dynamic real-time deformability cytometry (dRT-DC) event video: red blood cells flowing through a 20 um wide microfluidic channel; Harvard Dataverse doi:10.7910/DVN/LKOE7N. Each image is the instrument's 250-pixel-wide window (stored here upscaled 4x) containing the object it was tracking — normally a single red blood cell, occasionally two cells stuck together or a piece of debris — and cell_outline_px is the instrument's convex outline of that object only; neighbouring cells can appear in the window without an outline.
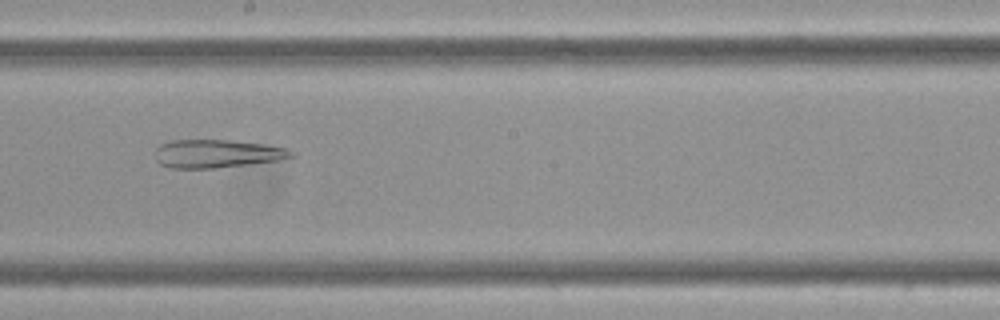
{"species": "Egyptian fruit bat (a non-hibernating species)", "species_latin": "Rousettus aegyptiacus", "temperature_condition": "cold", "stored_images_in_passage": 60, "camera_frame_rate_fps": 3000, "um_per_image_px": 0.085, "frame": {"image": 1, "passage_image": 34, "time_ms": 11.0, "image_size_px": [1000, 320], "cell_outline_px": [[296, 156], [276, 160], [212, 168], [168, 168], [160, 164], [156, 160], [156, 148], [160, 144], [172, 140], [228, 140], [260, 144], [288, 148], [296, 152]], "centroid_in_image_um": [18.41, 13.06], "position_along_channel_um": 229.8, "area_um2": 22.14}}
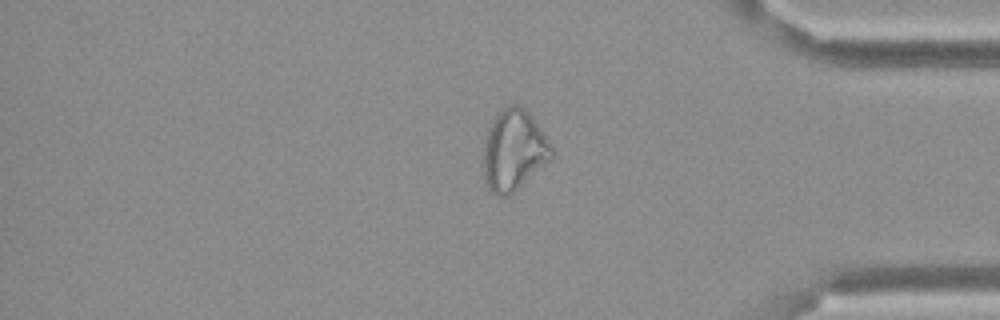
{"frame": {"image": 2, "passage_image": 50, "time_ms": 16.333, "image_size_px": [1000, 320], "cell_outline_px": [[556, 156], [552, 160], [508, 196], [496, 196], [488, 188], [484, 176], [484, 140], [488, 128], [496, 112], [508, 104], [516, 104], [524, 108], [532, 116], [548, 140]], "centroid_in_image_um": [43.68, 12.76], "position_along_channel_um": 391.5, "area_um2": 32.37}}
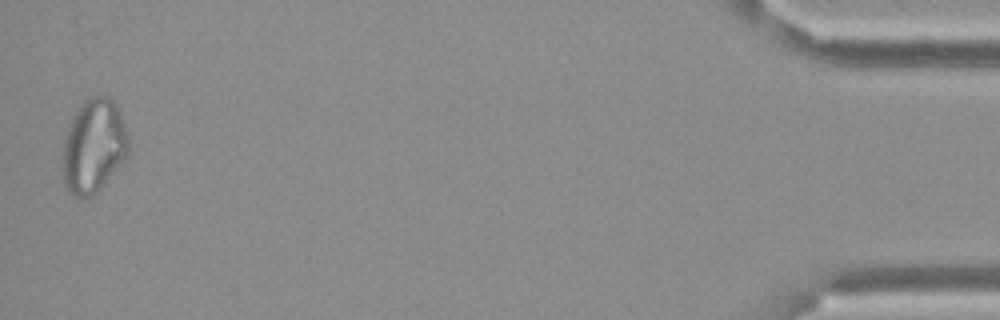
{"frame": {"image": 3, "passage_image": 59, "time_ms": 19.333, "image_size_px": [1000, 320], "cell_outline_px": [[128, 156], [100, 188], [92, 196], [76, 196], [68, 192], [64, 184], [60, 168], [64, 140], [72, 116], [84, 100], [88, 96], [108, 96], [116, 104], [120, 112], [128, 136]], "centroid_in_image_um": [7.93, 12.41], "position_along_channel_um": 427.3, "area_um2": 36.3}}